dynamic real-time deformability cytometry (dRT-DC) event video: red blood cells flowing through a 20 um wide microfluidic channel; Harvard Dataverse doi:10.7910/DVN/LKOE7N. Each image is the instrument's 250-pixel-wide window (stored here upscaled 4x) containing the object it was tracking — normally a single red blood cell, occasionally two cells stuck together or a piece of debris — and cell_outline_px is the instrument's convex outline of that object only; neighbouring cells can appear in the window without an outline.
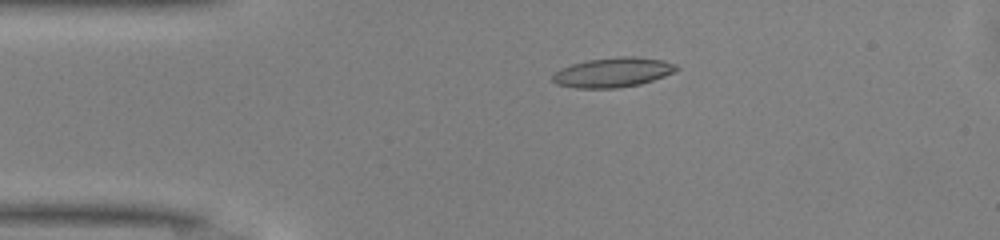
{"species": "common noctule bat (a hibernating species)", "species_latin": "Nyctalus noctula", "temperature_condition": "warm", "stored_images_in_passage": 37, "camera_frame_rate_fps": 3000, "um_per_image_px": 0.085, "animal": {"sex": "male", "body_mass_g": 13.0, "forearm_length_mm": 53.1}, "frame": {"image": 1, "passage_image": 9, "time_ms": 2.667, "image_size_px": [1000, 240], "cell_outline_px": [[680, 68], [664, 76], [640, 84], [620, 88], [576, 88], [556, 84], [552, 80], [552, 76], [560, 68], [572, 64], [588, 60], [616, 56], [636, 56], [664, 60], [676, 64]], "centroid_in_image_um": [52.1, 6.14], "position_along_channel_um": 32.9, "area_um2": 21.5}}
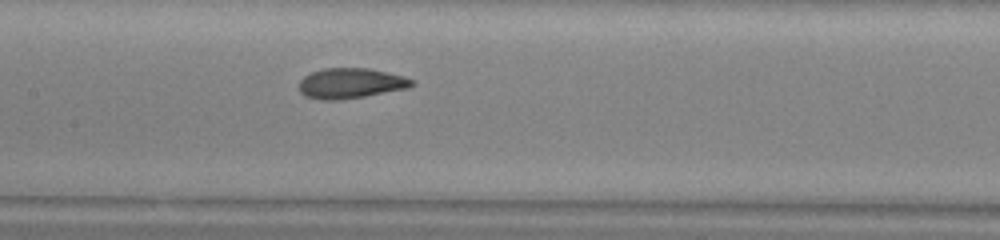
{"frame": {"image": 2, "passage_image": 22, "time_ms": 7.0, "image_size_px": [1000, 240], "cell_outline_px": [[416, 84], [408, 88], [364, 96], [336, 100], [320, 100], [304, 96], [300, 92], [300, 80], [304, 76], [312, 72], [324, 68], [368, 68], [388, 72], [404, 76], [416, 80]], "centroid_in_image_um": [29.83, 7.07], "position_along_channel_um": 177.6, "area_um2": 20.0}}
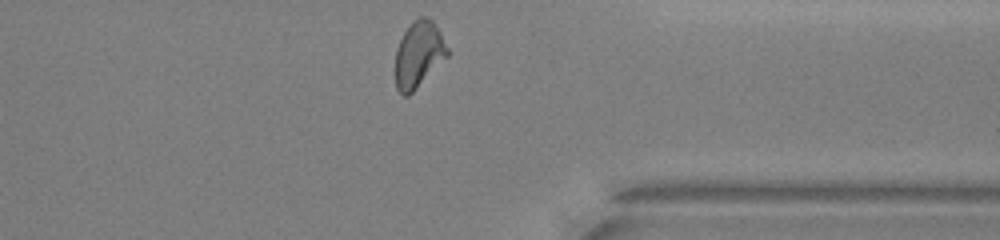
{"frame": {"image": 3, "passage_image": 37, "time_ms": 12.0, "image_size_px": [1000, 240], "cell_outline_px": [[448, 56], [408, 96], [404, 96], [396, 88], [396, 48], [404, 32], [412, 20], [420, 16], [428, 16], [432, 20], [440, 32], [448, 48]], "centroid_in_image_um": [35.58, 4.59], "position_along_channel_um": 375.8, "area_um2": 19.94}, "authors_computed_cell_mechanics": {"area_um2": 19.8254, "velocity_mm_per_s": 4.1564, "shape_relaxation_time_tau1_ms": 5.3777, "shape_relaxation_time_tau2_ms": 1.1422, "deformation_change_tau1": 0.1987, "deformation_change_tau2": 0.0715}}